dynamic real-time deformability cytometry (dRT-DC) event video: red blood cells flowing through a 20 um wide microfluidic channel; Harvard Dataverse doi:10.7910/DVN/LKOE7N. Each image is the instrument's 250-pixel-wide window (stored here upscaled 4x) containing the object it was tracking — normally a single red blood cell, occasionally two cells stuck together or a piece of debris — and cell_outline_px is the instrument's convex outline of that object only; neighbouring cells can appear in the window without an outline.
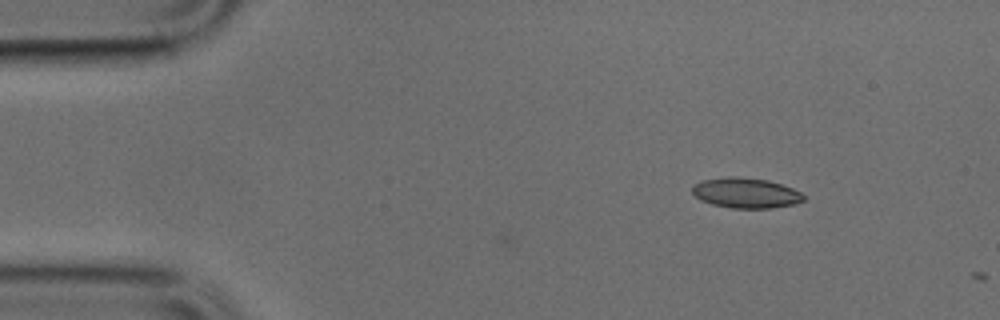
{"species": "common noctule bat (a hibernating species)", "species_latin": "Nyctalus noctula", "temperature_condition": "cold", "stored_images_in_passage": 9, "camera_frame_rate_fps": 3000, "um_per_image_px": 0.085, "animal": {"sex": "male", "body_mass_g": 17.9, "forearm_length_mm": 54.2}, "frame": {"image": 1, "passage_image": 9, "time_ms": 2.667, "image_size_px": [1000, 320], "cell_outline_px": [[804, 200], [796, 204], [772, 208], [732, 208], [712, 204], [700, 200], [692, 192], [692, 184], [704, 180], [728, 176], [736, 176], [768, 180], [792, 188], [800, 192], [804, 196]], "centroid_in_image_um": [63.39, 16.4], "position_along_channel_um": 21.6, "area_um2": 19.65}}